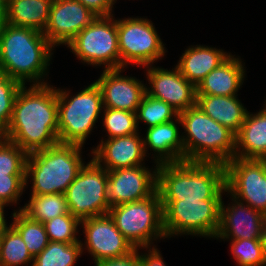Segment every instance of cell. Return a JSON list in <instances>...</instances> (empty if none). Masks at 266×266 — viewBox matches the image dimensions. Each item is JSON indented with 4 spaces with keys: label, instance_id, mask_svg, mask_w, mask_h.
Wrapping results in <instances>:
<instances>
[{
    "label": "cell",
    "instance_id": "obj_1",
    "mask_svg": "<svg viewBox=\"0 0 266 266\" xmlns=\"http://www.w3.org/2000/svg\"><path fill=\"white\" fill-rule=\"evenodd\" d=\"M56 88L49 83L22 85L12 118L2 137L16 143L27 154L44 150L58 141V103Z\"/></svg>",
    "mask_w": 266,
    "mask_h": 266
},
{
    "label": "cell",
    "instance_id": "obj_2",
    "mask_svg": "<svg viewBox=\"0 0 266 266\" xmlns=\"http://www.w3.org/2000/svg\"><path fill=\"white\" fill-rule=\"evenodd\" d=\"M52 50L42 32L6 23L0 31V72L22 85L47 84Z\"/></svg>",
    "mask_w": 266,
    "mask_h": 266
},
{
    "label": "cell",
    "instance_id": "obj_3",
    "mask_svg": "<svg viewBox=\"0 0 266 266\" xmlns=\"http://www.w3.org/2000/svg\"><path fill=\"white\" fill-rule=\"evenodd\" d=\"M156 190L160 200L222 199L225 165L194 161L158 164Z\"/></svg>",
    "mask_w": 266,
    "mask_h": 266
},
{
    "label": "cell",
    "instance_id": "obj_4",
    "mask_svg": "<svg viewBox=\"0 0 266 266\" xmlns=\"http://www.w3.org/2000/svg\"><path fill=\"white\" fill-rule=\"evenodd\" d=\"M179 118L185 131L184 161L225 165L235 157L236 134L206 115L198 105L180 112Z\"/></svg>",
    "mask_w": 266,
    "mask_h": 266
},
{
    "label": "cell",
    "instance_id": "obj_5",
    "mask_svg": "<svg viewBox=\"0 0 266 266\" xmlns=\"http://www.w3.org/2000/svg\"><path fill=\"white\" fill-rule=\"evenodd\" d=\"M83 146L58 143L28 154L26 186L31 177V195L64 194L85 165Z\"/></svg>",
    "mask_w": 266,
    "mask_h": 266
},
{
    "label": "cell",
    "instance_id": "obj_6",
    "mask_svg": "<svg viewBox=\"0 0 266 266\" xmlns=\"http://www.w3.org/2000/svg\"><path fill=\"white\" fill-rule=\"evenodd\" d=\"M56 94L59 143L84 146L104 108L100 87L94 81L76 95L62 88Z\"/></svg>",
    "mask_w": 266,
    "mask_h": 266
},
{
    "label": "cell",
    "instance_id": "obj_7",
    "mask_svg": "<svg viewBox=\"0 0 266 266\" xmlns=\"http://www.w3.org/2000/svg\"><path fill=\"white\" fill-rule=\"evenodd\" d=\"M108 214L135 249L152 247L153 241L166 238L157 190L146 199L110 207Z\"/></svg>",
    "mask_w": 266,
    "mask_h": 266
},
{
    "label": "cell",
    "instance_id": "obj_8",
    "mask_svg": "<svg viewBox=\"0 0 266 266\" xmlns=\"http://www.w3.org/2000/svg\"><path fill=\"white\" fill-rule=\"evenodd\" d=\"M222 199L161 200L166 238L193 235L215 238L220 225Z\"/></svg>",
    "mask_w": 266,
    "mask_h": 266
},
{
    "label": "cell",
    "instance_id": "obj_9",
    "mask_svg": "<svg viewBox=\"0 0 266 266\" xmlns=\"http://www.w3.org/2000/svg\"><path fill=\"white\" fill-rule=\"evenodd\" d=\"M115 16H97L67 45L82 63L120 69V53Z\"/></svg>",
    "mask_w": 266,
    "mask_h": 266
},
{
    "label": "cell",
    "instance_id": "obj_10",
    "mask_svg": "<svg viewBox=\"0 0 266 266\" xmlns=\"http://www.w3.org/2000/svg\"><path fill=\"white\" fill-rule=\"evenodd\" d=\"M120 68L154 65L166 54L165 45L152 21L146 18L117 19Z\"/></svg>",
    "mask_w": 266,
    "mask_h": 266
},
{
    "label": "cell",
    "instance_id": "obj_11",
    "mask_svg": "<svg viewBox=\"0 0 266 266\" xmlns=\"http://www.w3.org/2000/svg\"><path fill=\"white\" fill-rule=\"evenodd\" d=\"M107 181L105 168L93 159L86 163L64 193L69 212L80 221L108 214Z\"/></svg>",
    "mask_w": 266,
    "mask_h": 266
},
{
    "label": "cell",
    "instance_id": "obj_12",
    "mask_svg": "<svg viewBox=\"0 0 266 266\" xmlns=\"http://www.w3.org/2000/svg\"><path fill=\"white\" fill-rule=\"evenodd\" d=\"M226 192L266 215V159L234 157L225 164Z\"/></svg>",
    "mask_w": 266,
    "mask_h": 266
},
{
    "label": "cell",
    "instance_id": "obj_13",
    "mask_svg": "<svg viewBox=\"0 0 266 266\" xmlns=\"http://www.w3.org/2000/svg\"><path fill=\"white\" fill-rule=\"evenodd\" d=\"M80 226L85 234L84 243L81 241L82 252L86 249L93 257L94 263L121 258L135 250L117 229L109 214L83 219L80 221Z\"/></svg>",
    "mask_w": 266,
    "mask_h": 266
},
{
    "label": "cell",
    "instance_id": "obj_14",
    "mask_svg": "<svg viewBox=\"0 0 266 266\" xmlns=\"http://www.w3.org/2000/svg\"><path fill=\"white\" fill-rule=\"evenodd\" d=\"M154 167L153 171L144 165L108 171L109 206L113 207L150 197L157 187V165Z\"/></svg>",
    "mask_w": 266,
    "mask_h": 266
},
{
    "label": "cell",
    "instance_id": "obj_15",
    "mask_svg": "<svg viewBox=\"0 0 266 266\" xmlns=\"http://www.w3.org/2000/svg\"><path fill=\"white\" fill-rule=\"evenodd\" d=\"M96 17L78 0H53L43 34L54 48L66 46Z\"/></svg>",
    "mask_w": 266,
    "mask_h": 266
},
{
    "label": "cell",
    "instance_id": "obj_16",
    "mask_svg": "<svg viewBox=\"0 0 266 266\" xmlns=\"http://www.w3.org/2000/svg\"><path fill=\"white\" fill-rule=\"evenodd\" d=\"M148 88L146 93L162 100L178 114L196 105V87L190 83L175 66L167 70L153 65L147 66ZM151 88V89H150Z\"/></svg>",
    "mask_w": 266,
    "mask_h": 266
},
{
    "label": "cell",
    "instance_id": "obj_17",
    "mask_svg": "<svg viewBox=\"0 0 266 266\" xmlns=\"http://www.w3.org/2000/svg\"><path fill=\"white\" fill-rule=\"evenodd\" d=\"M226 207L222 198L216 239H260L266 215L231 196Z\"/></svg>",
    "mask_w": 266,
    "mask_h": 266
},
{
    "label": "cell",
    "instance_id": "obj_18",
    "mask_svg": "<svg viewBox=\"0 0 266 266\" xmlns=\"http://www.w3.org/2000/svg\"><path fill=\"white\" fill-rule=\"evenodd\" d=\"M123 68L103 70L95 81L102 93L103 107L137 112L147 84L136 77L123 76Z\"/></svg>",
    "mask_w": 266,
    "mask_h": 266
},
{
    "label": "cell",
    "instance_id": "obj_19",
    "mask_svg": "<svg viewBox=\"0 0 266 266\" xmlns=\"http://www.w3.org/2000/svg\"><path fill=\"white\" fill-rule=\"evenodd\" d=\"M91 154H93L92 159L107 171L143 165L146 157L143 139L139 132L101 139Z\"/></svg>",
    "mask_w": 266,
    "mask_h": 266
},
{
    "label": "cell",
    "instance_id": "obj_20",
    "mask_svg": "<svg viewBox=\"0 0 266 266\" xmlns=\"http://www.w3.org/2000/svg\"><path fill=\"white\" fill-rule=\"evenodd\" d=\"M182 126L179 116L167 123L147 128L143 138L144 151L147 156L149 148L153 151L155 164L184 161V144L179 127Z\"/></svg>",
    "mask_w": 266,
    "mask_h": 266
},
{
    "label": "cell",
    "instance_id": "obj_21",
    "mask_svg": "<svg viewBox=\"0 0 266 266\" xmlns=\"http://www.w3.org/2000/svg\"><path fill=\"white\" fill-rule=\"evenodd\" d=\"M242 62L240 58L231 55L203 78L196 87V95H238L246 72Z\"/></svg>",
    "mask_w": 266,
    "mask_h": 266
},
{
    "label": "cell",
    "instance_id": "obj_22",
    "mask_svg": "<svg viewBox=\"0 0 266 266\" xmlns=\"http://www.w3.org/2000/svg\"><path fill=\"white\" fill-rule=\"evenodd\" d=\"M231 55L215 47L192 45L185 49L176 67L190 83L197 87L206 75L219 67Z\"/></svg>",
    "mask_w": 266,
    "mask_h": 266
},
{
    "label": "cell",
    "instance_id": "obj_23",
    "mask_svg": "<svg viewBox=\"0 0 266 266\" xmlns=\"http://www.w3.org/2000/svg\"><path fill=\"white\" fill-rule=\"evenodd\" d=\"M235 157L266 159V110L256 114L248 111L240 131L236 134Z\"/></svg>",
    "mask_w": 266,
    "mask_h": 266
},
{
    "label": "cell",
    "instance_id": "obj_24",
    "mask_svg": "<svg viewBox=\"0 0 266 266\" xmlns=\"http://www.w3.org/2000/svg\"><path fill=\"white\" fill-rule=\"evenodd\" d=\"M196 105L202 111L237 134L245 121L248 110L235 96L196 95Z\"/></svg>",
    "mask_w": 266,
    "mask_h": 266
},
{
    "label": "cell",
    "instance_id": "obj_25",
    "mask_svg": "<svg viewBox=\"0 0 266 266\" xmlns=\"http://www.w3.org/2000/svg\"><path fill=\"white\" fill-rule=\"evenodd\" d=\"M53 0H6V21L12 26L32 28L40 32L49 20Z\"/></svg>",
    "mask_w": 266,
    "mask_h": 266
},
{
    "label": "cell",
    "instance_id": "obj_26",
    "mask_svg": "<svg viewBox=\"0 0 266 266\" xmlns=\"http://www.w3.org/2000/svg\"><path fill=\"white\" fill-rule=\"evenodd\" d=\"M18 211H22L31 220L44 223L57 216L69 213L64 194L31 195L30 200Z\"/></svg>",
    "mask_w": 266,
    "mask_h": 266
},
{
    "label": "cell",
    "instance_id": "obj_27",
    "mask_svg": "<svg viewBox=\"0 0 266 266\" xmlns=\"http://www.w3.org/2000/svg\"><path fill=\"white\" fill-rule=\"evenodd\" d=\"M12 215L14 220L10 225L20 234L28 251L35 258L50 242L43 223L31 220L22 211L15 210Z\"/></svg>",
    "mask_w": 266,
    "mask_h": 266
},
{
    "label": "cell",
    "instance_id": "obj_28",
    "mask_svg": "<svg viewBox=\"0 0 266 266\" xmlns=\"http://www.w3.org/2000/svg\"><path fill=\"white\" fill-rule=\"evenodd\" d=\"M33 259L22 237L11 225L0 231V266H28Z\"/></svg>",
    "mask_w": 266,
    "mask_h": 266
},
{
    "label": "cell",
    "instance_id": "obj_29",
    "mask_svg": "<svg viewBox=\"0 0 266 266\" xmlns=\"http://www.w3.org/2000/svg\"><path fill=\"white\" fill-rule=\"evenodd\" d=\"M82 253L81 241L71 244L49 242L33 259L31 266H74Z\"/></svg>",
    "mask_w": 266,
    "mask_h": 266
},
{
    "label": "cell",
    "instance_id": "obj_30",
    "mask_svg": "<svg viewBox=\"0 0 266 266\" xmlns=\"http://www.w3.org/2000/svg\"><path fill=\"white\" fill-rule=\"evenodd\" d=\"M178 116V112L169 104L145 93L136 112L137 126L139 129V122L143 121L149 128L170 122Z\"/></svg>",
    "mask_w": 266,
    "mask_h": 266
},
{
    "label": "cell",
    "instance_id": "obj_31",
    "mask_svg": "<svg viewBox=\"0 0 266 266\" xmlns=\"http://www.w3.org/2000/svg\"><path fill=\"white\" fill-rule=\"evenodd\" d=\"M102 112L108 139L138 133L136 113L108 107H104Z\"/></svg>",
    "mask_w": 266,
    "mask_h": 266
},
{
    "label": "cell",
    "instance_id": "obj_32",
    "mask_svg": "<svg viewBox=\"0 0 266 266\" xmlns=\"http://www.w3.org/2000/svg\"><path fill=\"white\" fill-rule=\"evenodd\" d=\"M43 225L50 242L71 244L81 241L77 236L80 220L70 212L50 219L44 222Z\"/></svg>",
    "mask_w": 266,
    "mask_h": 266
},
{
    "label": "cell",
    "instance_id": "obj_33",
    "mask_svg": "<svg viewBox=\"0 0 266 266\" xmlns=\"http://www.w3.org/2000/svg\"><path fill=\"white\" fill-rule=\"evenodd\" d=\"M27 158L16 143L0 136V175H26Z\"/></svg>",
    "mask_w": 266,
    "mask_h": 266
},
{
    "label": "cell",
    "instance_id": "obj_34",
    "mask_svg": "<svg viewBox=\"0 0 266 266\" xmlns=\"http://www.w3.org/2000/svg\"><path fill=\"white\" fill-rule=\"evenodd\" d=\"M230 242L231 254L239 266H266L260 239H239Z\"/></svg>",
    "mask_w": 266,
    "mask_h": 266
},
{
    "label": "cell",
    "instance_id": "obj_35",
    "mask_svg": "<svg viewBox=\"0 0 266 266\" xmlns=\"http://www.w3.org/2000/svg\"><path fill=\"white\" fill-rule=\"evenodd\" d=\"M22 84L0 72V136H2L11 121L13 105Z\"/></svg>",
    "mask_w": 266,
    "mask_h": 266
},
{
    "label": "cell",
    "instance_id": "obj_36",
    "mask_svg": "<svg viewBox=\"0 0 266 266\" xmlns=\"http://www.w3.org/2000/svg\"><path fill=\"white\" fill-rule=\"evenodd\" d=\"M26 188V175H0V201L17 204Z\"/></svg>",
    "mask_w": 266,
    "mask_h": 266
},
{
    "label": "cell",
    "instance_id": "obj_37",
    "mask_svg": "<svg viewBox=\"0 0 266 266\" xmlns=\"http://www.w3.org/2000/svg\"><path fill=\"white\" fill-rule=\"evenodd\" d=\"M97 16H112L113 0H78Z\"/></svg>",
    "mask_w": 266,
    "mask_h": 266
},
{
    "label": "cell",
    "instance_id": "obj_38",
    "mask_svg": "<svg viewBox=\"0 0 266 266\" xmlns=\"http://www.w3.org/2000/svg\"><path fill=\"white\" fill-rule=\"evenodd\" d=\"M139 249L142 248L135 249L127 256L105 259L94 264H96L95 266H140Z\"/></svg>",
    "mask_w": 266,
    "mask_h": 266
},
{
    "label": "cell",
    "instance_id": "obj_39",
    "mask_svg": "<svg viewBox=\"0 0 266 266\" xmlns=\"http://www.w3.org/2000/svg\"><path fill=\"white\" fill-rule=\"evenodd\" d=\"M154 247H148L143 249H148L147 253H139L140 266H166L165 261L161 255V252Z\"/></svg>",
    "mask_w": 266,
    "mask_h": 266
},
{
    "label": "cell",
    "instance_id": "obj_40",
    "mask_svg": "<svg viewBox=\"0 0 266 266\" xmlns=\"http://www.w3.org/2000/svg\"><path fill=\"white\" fill-rule=\"evenodd\" d=\"M6 23V0H0V31L5 27Z\"/></svg>",
    "mask_w": 266,
    "mask_h": 266
},
{
    "label": "cell",
    "instance_id": "obj_41",
    "mask_svg": "<svg viewBox=\"0 0 266 266\" xmlns=\"http://www.w3.org/2000/svg\"><path fill=\"white\" fill-rule=\"evenodd\" d=\"M6 207V205L0 201V231L3 230L4 228H6L7 225V219H5V213H4V208Z\"/></svg>",
    "mask_w": 266,
    "mask_h": 266
},
{
    "label": "cell",
    "instance_id": "obj_42",
    "mask_svg": "<svg viewBox=\"0 0 266 266\" xmlns=\"http://www.w3.org/2000/svg\"><path fill=\"white\" fill-rule=\"evenodd\" d=\"M261 245H262V250H263V255L266 260V219L262 228V233L260 237Z\"/></svg>",
    "mask_w": 266,
    "mask_h": 266
},
{
    "label": "cell",
    "instance_id": "obj_43",
    "mask_svg": "<svg viewBox=\"0 0 266 266\" xmlns=\"http://www.w3.org/2000/svg\"><path fill=\"white\" fill-rule=\"evenodd\" d=\"M265 102H266V100H265ZM265 105V106H264ZM263 105V108L266 110V103Z\"/></svg>",
    "mask_w": 266,
    "mask_h": 266
}]
</instances>
